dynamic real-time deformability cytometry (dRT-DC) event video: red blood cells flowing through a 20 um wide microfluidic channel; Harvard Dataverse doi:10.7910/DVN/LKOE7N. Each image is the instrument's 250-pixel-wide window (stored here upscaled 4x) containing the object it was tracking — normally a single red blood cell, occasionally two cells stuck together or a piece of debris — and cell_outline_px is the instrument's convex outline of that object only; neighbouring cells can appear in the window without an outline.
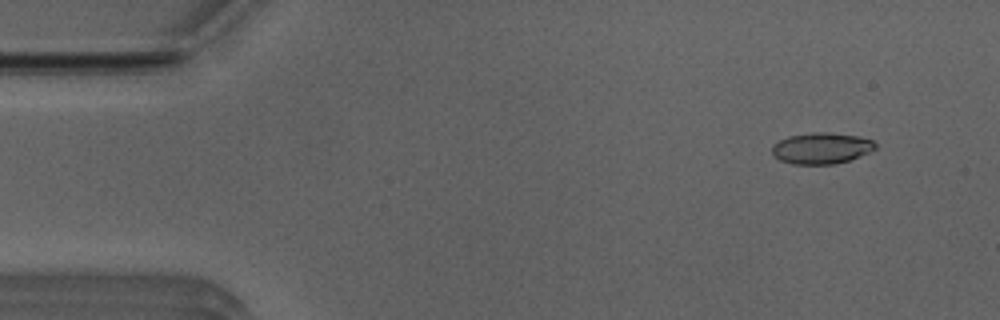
{"species": "Egyptian fruit bat (a non-hibernating species)", "species_latin": "Rousettus aegyptiacus", "temperature_condition": "room temperature", "stored_images_in_passage": 15, "camera_frame_rate_fps": 3000, "um_per_image_px": 0.085, "animal": {"sex": "male"}, "frame": {"image": 1, "passage_image": 5, "time_ms": 1.333, "image_size_px": [1000, 320], "cell_outline_px": [[876, 148], [868, 152], [848, 160], [832, 164], [792, 164], [780, 160], [772, 156], [772, 144], [788, 136], [812, 132], [828, 132], [860, 136], [872, 140], [876, 144]], "centroid_in_image_um": [69.78, 12.59], "position_along_channel_um": 15.2, "area_um2": 18.79}}
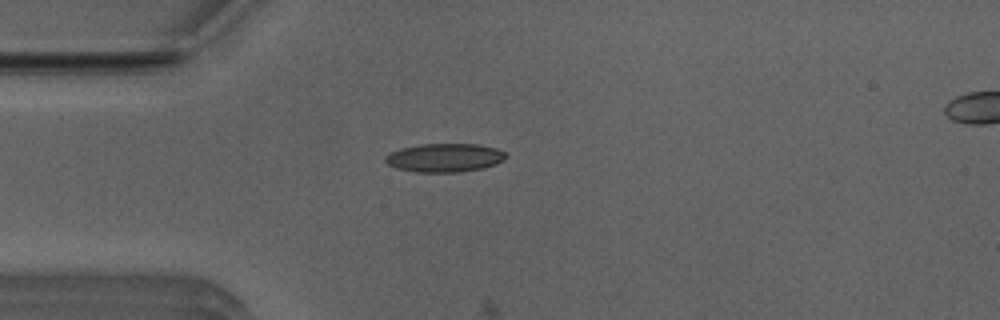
{"frame": {"image": 2, "passage_image": 14, "time_ms": 4.333, "image_size_px": [1000, 320], "cell_outline_px": [[508, 156], [504, 160], [496, 164], [484, 168], [456, 172], [416, 172], [396, 168], [388, 164], [384, 160], [384, 156], [400, 148], [420, 144], [476, 144], [496, 148], [504, 152]], "centroid_in_image_um": [37.79, 13.4], "position_along_channel_um": 47.2, "area_um2": 20.11}}